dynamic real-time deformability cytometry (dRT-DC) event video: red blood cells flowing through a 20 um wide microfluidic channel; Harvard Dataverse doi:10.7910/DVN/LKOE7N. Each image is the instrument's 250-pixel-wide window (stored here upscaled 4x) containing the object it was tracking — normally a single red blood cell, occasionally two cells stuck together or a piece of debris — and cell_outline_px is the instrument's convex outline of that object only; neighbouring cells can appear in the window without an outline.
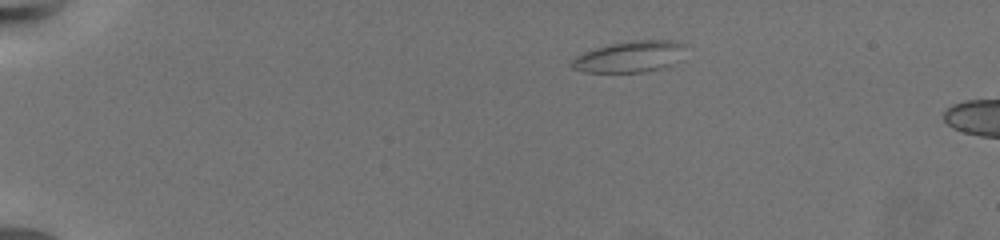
{"species": "common noctule bat (a hibernating species)", "species_latin": "Nyctalus noctula", "temperature_condition": "warm", "stored_images_in_passage": 8, "camera_frame_rate_fps": 3000, "um_per_image_px": 0.085, "animal": {"sex": "female", "body_mass_g": 19.5, "forearm_length_mm": 54.1}, "frame": {"image": 1, "passage_image": 1, "time_ms": 0.0, "image_size_px": [1000, 240], "cell_outline_px": [[684, 44], [668, 64], [660, 68], [644, 72], [584, 72], [572, 68], [572, 60], [576, 56], [584, 52], [596, 48], [612, 44], [636, 40], [676, 40]], "centroid_in_image_um": [53.39, 4.82], "position_along_channel_um": 31.6, "area_um2": 19.71}}